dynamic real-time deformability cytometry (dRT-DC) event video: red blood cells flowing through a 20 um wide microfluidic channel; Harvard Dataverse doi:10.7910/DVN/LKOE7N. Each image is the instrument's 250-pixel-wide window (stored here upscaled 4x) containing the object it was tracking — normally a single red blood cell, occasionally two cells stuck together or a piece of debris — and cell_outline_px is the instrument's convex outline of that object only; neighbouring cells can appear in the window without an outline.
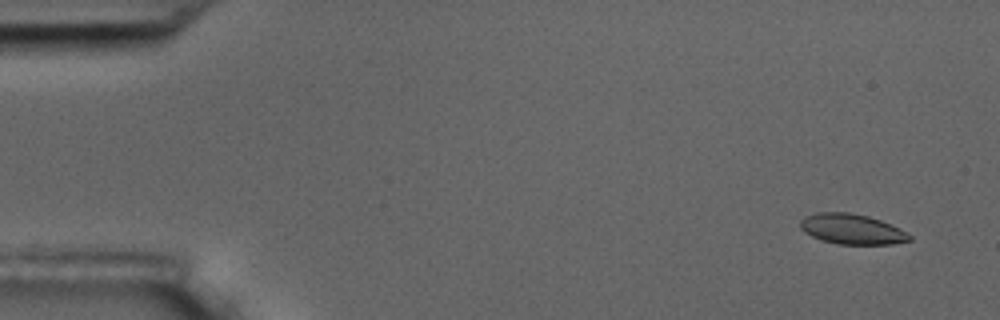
{"species": "common noctule bat (a hibernating species)", "species_latin": "Nyctalus noctula", "temperature_condition": "room temperature", "stored_images_in_passage": 6, "camera_frame_rate_fps": 3000, "um_per_image_px": 0.085, "animal": {"sex": "male", "body_mass_g": 17.5, "forearm_length_mm": 52.3}, "frame": {"image": 1, "passage_image": 1, "time_ms": 0.0, "image_size_px": [1000, 320], "cell_outline_px": [[912, 240], [892, 244], [836, 244], [812, 236], [804, 232], [800, 228], [800, 220], [804, 216], [816, 212], [848, 212], [868, 216], [880, 220], [900, 228], [912, 236]], "centroid_in_image_um": [72.4, 19.47], "position_along_channel_um": 12.6, "area_um2": 19.31}}
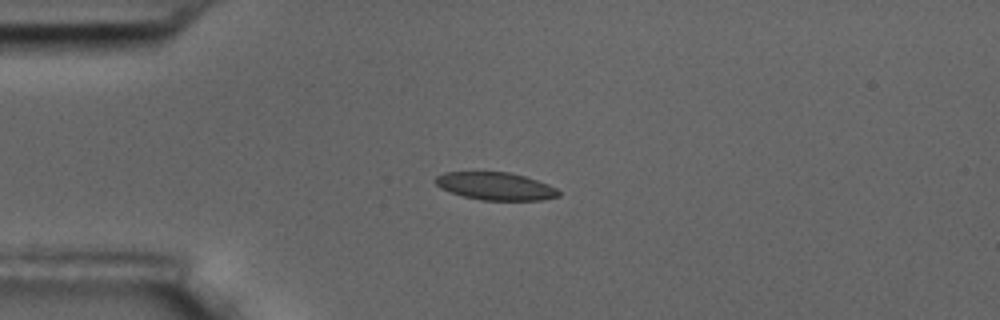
{"frame": {"image": 2, "passage_image": 4, "time_ms": 3.667, "image_size_px": [1000, 320], "cell_outline_px": [[560, 196], [540, 200], [480, 200], [464, 196], [440, 188], [436, 184], [436, 176], [444, 172], [508, 172], [524, 176], [548, 184], [556, 188], [560, 192]], "centroid_in_image_um": [42.13, 15.82], "position_along_channel_um": 42.9, "area_um2": 19.71}}